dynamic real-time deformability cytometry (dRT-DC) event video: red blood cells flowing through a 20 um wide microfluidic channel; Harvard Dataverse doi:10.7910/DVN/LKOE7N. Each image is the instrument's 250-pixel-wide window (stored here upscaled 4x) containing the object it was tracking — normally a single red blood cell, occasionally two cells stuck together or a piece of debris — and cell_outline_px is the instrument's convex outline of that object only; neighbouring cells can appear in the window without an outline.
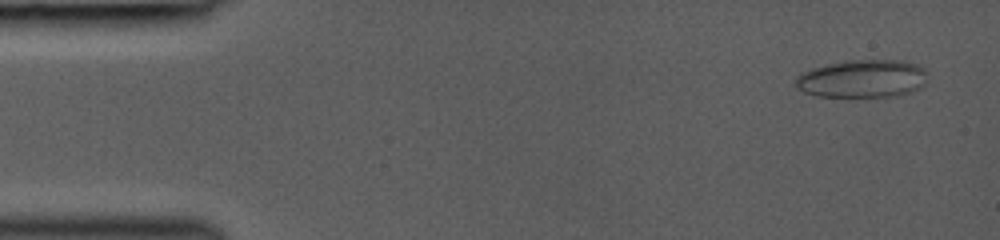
{"species": "common noctule bat (a hibernating species)", "species_latin": "Nyctalus noctula", "temperature_condition": "room temperature", "stored_images_in_passage": 31, "camera_frame_rate_fps": 3000, "um_per_image_px": 0.085, "animal": {"sex": "female", "body_mass_g": 19.0, "forearm_length_mm": 53.3}, "frame": {"image": 1, "passage_image": 3, "time_ms": 0.667, "image_size_px": [1000, 240], "cell_outline_px": [[928, 72], [924, 84], [920, 88], [900, 96], [816, 96], [804, 92], [796, 88], [796, 76], [800, 72], [812, 68], [844, 60], [904, 60], [916, 64], [924, 68]], "centroid_in_image_um": [73.31, 6.68], "position_along_channel_um": 11.7, "area_um2": 29.42}}
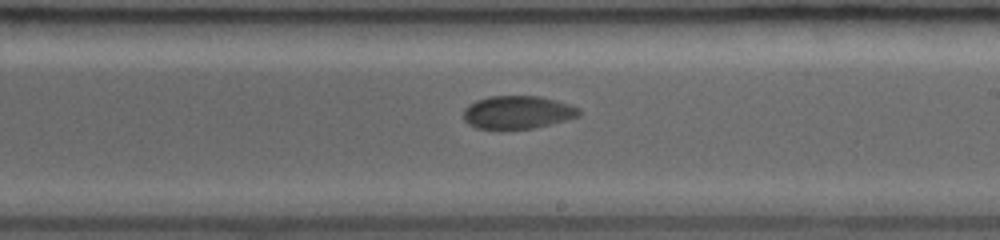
{"frame": {"image": 2, "passage_image": 19, "time_ms": 9.0, "image_size_px": [1000, 240], "cell_outline_px": [[580, 116], [552, 124], [532, 128], [500, 132], [476, 128], [468, 124], [464, 120], [464, 108], [468, 104], [476, 100], [488, 96], [540, 96], [556, 100], [580, 108]], "centroid_in_image_um": [43.95, 9.58], "position_along_channel_um": 245.1, "area_um2": 23.0}}
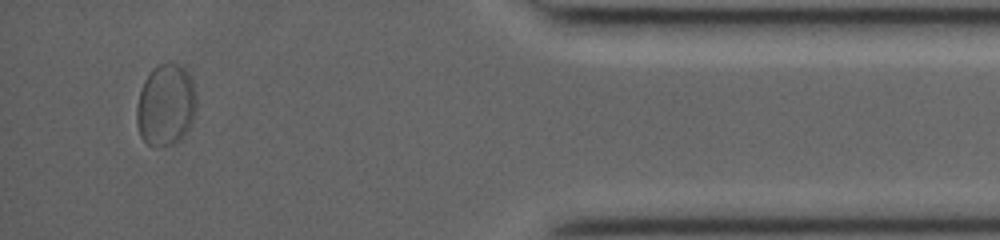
{"frame": {"image": 3, "passage_image": 28, "time_ms": 14.0, "image_size_px": [1000, 240], "cell_outline_px": [[196, 108], [192, 120], [184, 136], [180, 140], [156, 148], [148, 144], [140, 136], [136, 124], [136, 108], [140, 92], [144, 80], [152, 68], [156, 64], [168, 60], [180, 64], [188, 72], [196, 96]], "centroid_in_image_um": [14.07, 8.89], "position_along_channel_um": 421.1, "area_um2": 28.84}}